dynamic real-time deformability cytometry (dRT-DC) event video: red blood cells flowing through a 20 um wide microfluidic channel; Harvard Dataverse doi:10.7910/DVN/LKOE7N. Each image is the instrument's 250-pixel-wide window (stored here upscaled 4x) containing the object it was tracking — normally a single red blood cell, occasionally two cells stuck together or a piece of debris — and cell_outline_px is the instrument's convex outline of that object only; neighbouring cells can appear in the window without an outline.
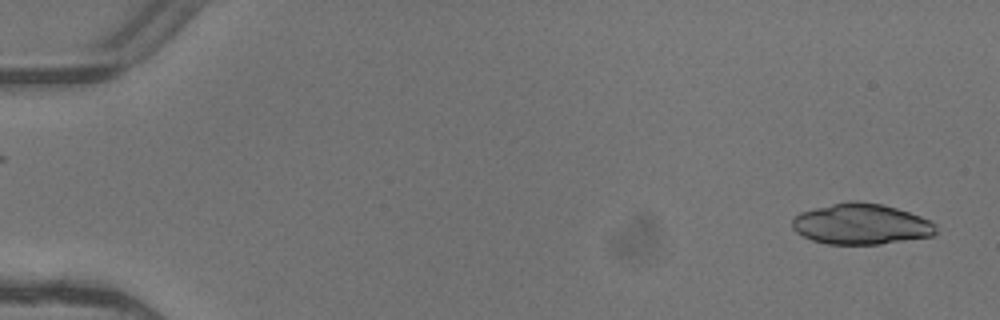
{"species": "common noctule bat (a hibernating species)", "species_latin": "Nyctalus noctula", "temperature_condition": "warm", "stored_images_in_passage": 2, "camera_frame_rate_fps": 3000, "um_per_image_px": 0.085, "animal": {"sex": "female"}, "frame": {"image": 1, "passage_image": 2, "time_ms": 0.333, "image_size_px": [1000, 320], "cell_outline_px": [[936, 232], [932, 236], [880, 244], [828, 244], [812, 240], [796, 232], [792, 228], [792, 220], [800, 212], [848, 200], [856, 200], [884, 204], [920, 216], [936, 224]], "centroid_in_image_um": [73.19, 19.04], "position_along_channel_um": 11.8, "area_um2": 34.1}}